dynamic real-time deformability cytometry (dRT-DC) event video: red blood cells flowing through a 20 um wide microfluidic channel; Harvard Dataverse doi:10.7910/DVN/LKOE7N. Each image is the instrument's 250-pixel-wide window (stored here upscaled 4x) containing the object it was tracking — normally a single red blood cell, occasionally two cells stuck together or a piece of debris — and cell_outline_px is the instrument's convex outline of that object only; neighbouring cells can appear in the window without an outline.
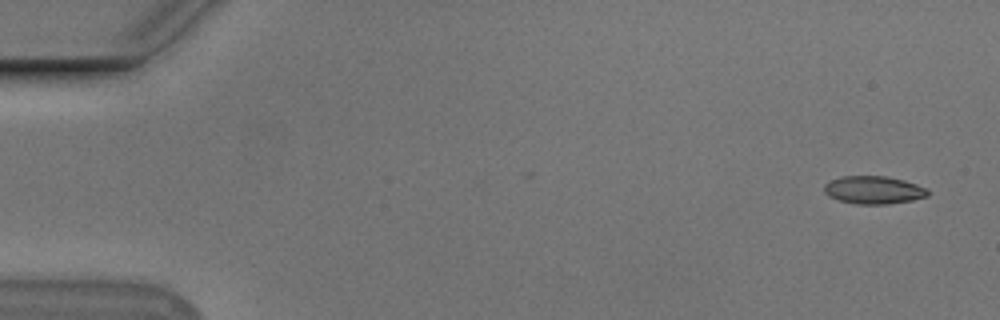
{"species": "Egyptian fruit bat (a non-hibernating species)", "species_latin": "Rousettus aegyptiacus", "temperature_condition": "cold", "stored_images_in_passage": 18, "camera_frame_rate_fps": 3000, "um_per_image_px": 0.085, "animal": {"sex": "male"}, "frame": {"image": 1, "passage_image": 2, "time_ms": 0.333, "image_size_px": [1000, 320], "cell_outline_px": [[928, 196], [912, 200], [884, 204], [856, 204], [840, 200], [828, 196], [824, 192], [824, 184], [840, 176], [884, 176], [904, 180], [916, 184], [924, 188], [928, 192]], "centroid_in_image_um": [74.22, 16.14], "position_along_channel_um": 10.8, "area_um2": 16.65}}
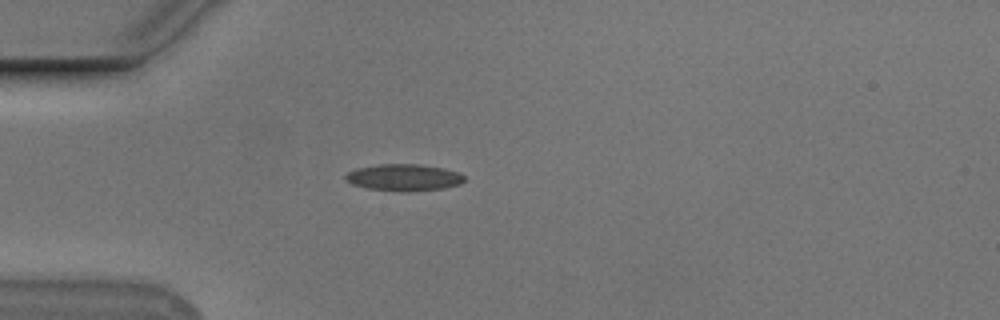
{"frame": {"image": 2, "passage_image": 15, "time_ms": 4.667, "image_size_px": [1000, 320], "cell_outline_px": [[464, 180], [460, 184], [444, 188], [408, 192], [368, 188], [352, 184], [344, 180], [344, 176], [348, 172], [356, 168], [380, 164], [420, 164], [444, 168], [460, 172], [464, 176]], "centroid_in_image_um": [34.33, 15.08], "position_along_channel_um": 50.7, "area_um2": 18.61}}